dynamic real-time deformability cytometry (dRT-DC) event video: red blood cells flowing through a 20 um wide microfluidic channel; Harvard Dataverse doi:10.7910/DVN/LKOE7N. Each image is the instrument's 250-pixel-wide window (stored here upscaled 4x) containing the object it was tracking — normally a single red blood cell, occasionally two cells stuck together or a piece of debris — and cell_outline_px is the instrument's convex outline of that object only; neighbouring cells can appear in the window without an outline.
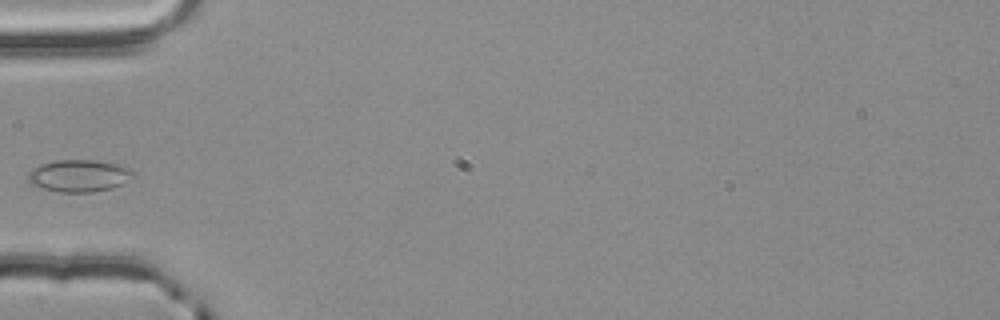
{"species": "common noctule bat (a hibernating species)", "species_latin": "Nyctalus noctula", "temperature_condition": "room temperature", "stored_images_in_passage": 37, "camera_frame_rate_fps": 3000, "um_per_image_px": 0.085, "animal": {"sex": "male", "body_mass_g": 20.4}, "frame": {"image": 1, "passage_image": 1, "time_ms": 0.0, "image_size_px": [1000, 320], "cell_outline_px": [[136, 176], [112, 188], [92, 192], [56, 192], [32, 184], [28, 180], [28, 172], [40, 164], [56, 160], [96, 160], [116, 164], [128, 168], [136, 172]], "centroid_in_image_um": [6.73, 14.93], "position_along_channel_um": 78.3, "area_um2": 19.65}}
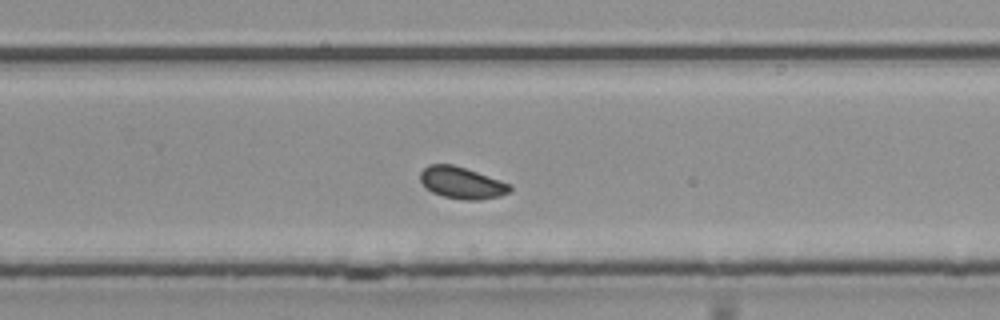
{"frame": {"image": 2, "passage_image": 18, "time_ms": 5.667, "image_size_px": [1000, 320], "cell_outline_px": [[512, 192], [500, 196], [480, 200], [464, 200], [444, 196], [432, 192], [420, 180], [420, 172], [428, 164], [452, 164], [512, 184]], "centroid_in_image_um": [39.29, 15.55], "position_along_channel_um": 290.5, "area_um2": 16.53}}
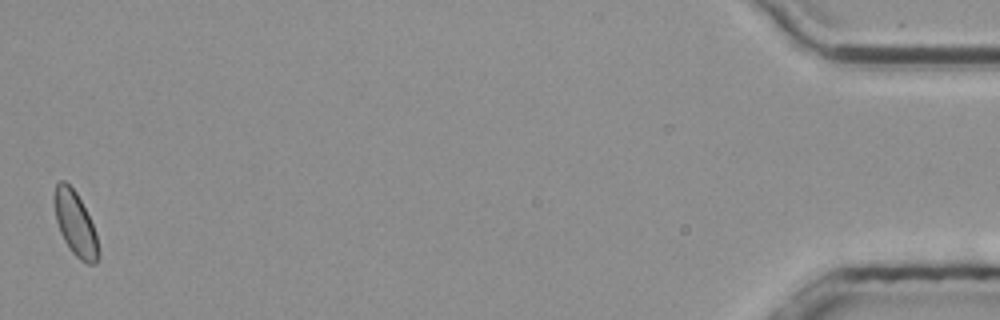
{"frame": {"image": 3, "passage_image": 37, "time_ms": 12.0, "image_size_px": [1000, 320], "cell_outline_px": [[100, 256], [96, 264], [88, 264], [80, 260], [72, 252], [64, 240], [60, 232], [56, 220], [56, 184], [60, 180], [64, 180], [76, 192], [96, 232], [100, 252]], "centroid_in_image_um": [6.45, 19.1], "position_along_channel_um": 428.8, "area_um2": 16.07}}